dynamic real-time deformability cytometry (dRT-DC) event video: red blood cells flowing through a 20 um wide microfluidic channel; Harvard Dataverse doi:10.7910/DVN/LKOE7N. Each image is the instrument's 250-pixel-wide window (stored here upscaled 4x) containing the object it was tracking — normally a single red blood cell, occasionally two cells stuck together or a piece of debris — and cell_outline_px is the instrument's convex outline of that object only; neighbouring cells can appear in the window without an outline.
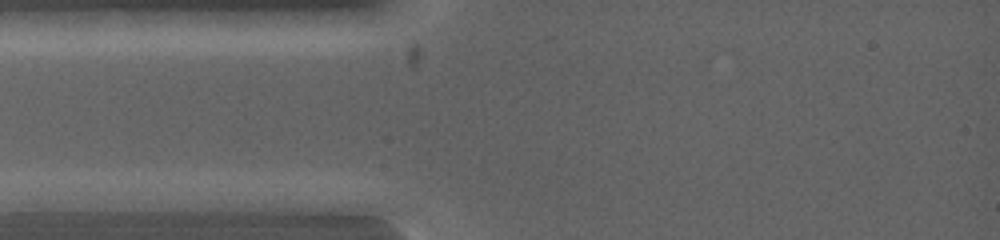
{"species": "common noctule bat (a hibernating species)", "species_latin": "Nyctalus noctula", "temperature_condition": "warm", "stored_images_in_passage": 4, "camera_frame_rate_fps": 5000, "um_per_image_px": 0.085, "animal": {"sex": "female", "body_mass_g": 19.0, "forearm_length_mm": 53.3}, "frame": {"image": 1, "passage_image": 3, "time_ms": 0.2, "image_size_px": [1000, 240], "cell_outline_px": [[120, 200], [100, 212], [16, 212], [12, 200], [40, 192], [72, 192]], "centroid_in_image_um": [5.28, 17.24], "position_along_channel_um": 79.7, "area_um2": 12.37}}